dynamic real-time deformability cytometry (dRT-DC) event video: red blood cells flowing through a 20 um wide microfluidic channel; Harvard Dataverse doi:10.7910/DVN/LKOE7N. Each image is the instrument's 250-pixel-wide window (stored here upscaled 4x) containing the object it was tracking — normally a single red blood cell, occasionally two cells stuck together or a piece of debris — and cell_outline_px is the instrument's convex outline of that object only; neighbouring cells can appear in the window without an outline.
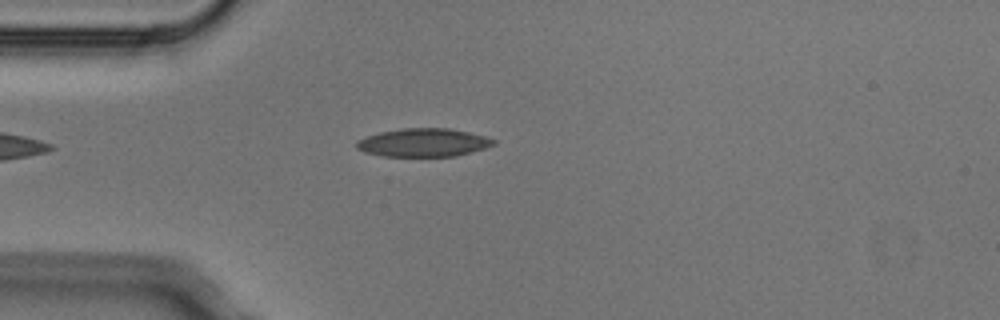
{"species": "Egyptian fruit bat (a non-hibernating species)", "species_latin": "Rousettus aegyptiacus", "temperature_condition": "cold", "stored_images_in_passage": 1, "camera_frame_rate_fps": 3000, "um_per_image_px": 0.085, "animal": {"sex": "male"}, "frame": {"image": 1, "passage_image": 1, "time_ms": 0.0, "image_size_px": [1000, 320], "cell_outline_px": [[496, 144], [484, 148], [456, 156], [384, 156], [364, 152], [356, 148], [356, 140], [380, 132], [404, 128], [448, 128], [468, 132], [484, 136], [496, 140]], "centroid_in_image_um": [35.98, 12.12], "position_along_channel_um": 49.0, "area_um2": 22.43}}